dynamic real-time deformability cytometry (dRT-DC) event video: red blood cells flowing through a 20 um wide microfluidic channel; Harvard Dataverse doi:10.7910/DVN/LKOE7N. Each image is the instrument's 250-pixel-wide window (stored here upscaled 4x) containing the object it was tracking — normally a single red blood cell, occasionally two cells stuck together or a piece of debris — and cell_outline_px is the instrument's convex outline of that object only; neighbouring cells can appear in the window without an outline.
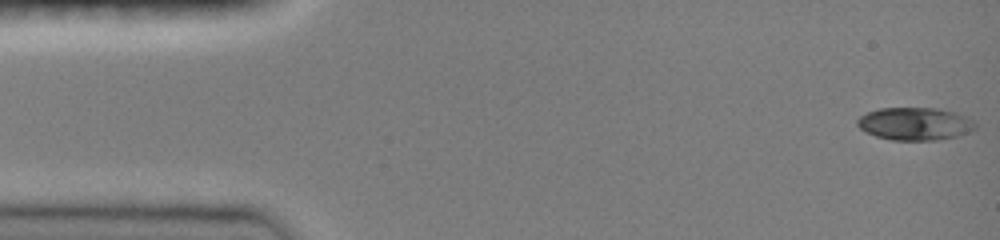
{"species": "common noctule bat (a hibernating species)", "species_latin": "Nyctalus noctula", "temperature_condition": "room temperature", "stored_images_in_passage": 30, "camera_frame_rate_fps": 3000, "um_per_image_px": 0.085, "animal": {"sex": "female", "body_mass_g": 19.0, "forearm_length_mm": 51.5}, "frame": {"image": 1, "passage_image": 1, "time_ms": 0.0, "image_size_px": [1000, 240], "cell_outline_px": [[976, 128], [960, 136], [940, 140], [892, 140], [876, 136], [864, 132], [856, 124], [856, 120], [860, 116], [868, 112], [880, 108], [936, 108], [956, 112], [972, 120], [976, 124]], "centroid_in_image_um": [77.77, 10.53], "position_along_channel_um": 7.2, "area_um2": 22.66}}
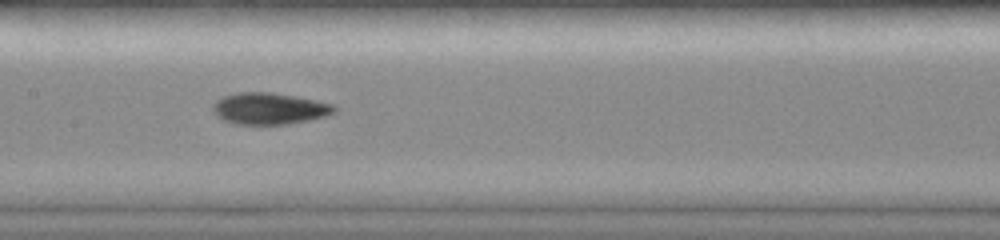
{"frame": {"image": 2, "passage_image": 18, "time_ms": 7.333, "image_size_px": [1000, 240], "cell_outline_px": [[336, 112], [324, 116], [308, 120], [288, 124], [236, 124], [224, 120], [212, 108], [212, 104], [216, 100], [224, 96], [236, 92], [272, 92], [296, 96], [316, 100], [332, 104], [336, 108]], "centroid_in_image_um": [22.9, 9.21], "position_along_channel_um": 184.5, "area_um2": 22.2}}
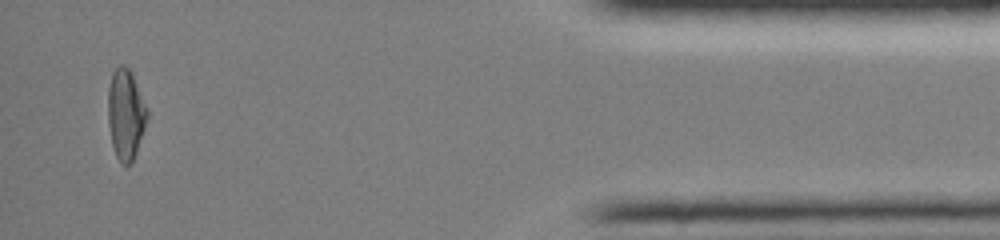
{"frame": {"image": 3, "passage_image": 30, "time_ms": 14.667, "image_size_px": [1000, 240], "cell_outline_px": [[148, 116], [136, 152], [132, 160], [128, 164], [120, 164], [116, 156], [112, 144], [108, 124], [108, 88], [112, 72], [120, 64], [124, 64], [132, 72], [148, 108]], "centroid_in_image_um": [10.68, 9.66], "position_along_channel_um": 424.5, "area_um2": 20.69}, "authors_computed_cell_mechanics": {"area_um2": 21.7039, "velocity_mm_per_s": 4.029, "shape_relaxation_time_tau1_ms": 4.7683, "shape_relaxation_time_tau2_ms": 6.9125, "deformation_change_tau1": 0.1541, "deformation_change_tau2": 0.108}}